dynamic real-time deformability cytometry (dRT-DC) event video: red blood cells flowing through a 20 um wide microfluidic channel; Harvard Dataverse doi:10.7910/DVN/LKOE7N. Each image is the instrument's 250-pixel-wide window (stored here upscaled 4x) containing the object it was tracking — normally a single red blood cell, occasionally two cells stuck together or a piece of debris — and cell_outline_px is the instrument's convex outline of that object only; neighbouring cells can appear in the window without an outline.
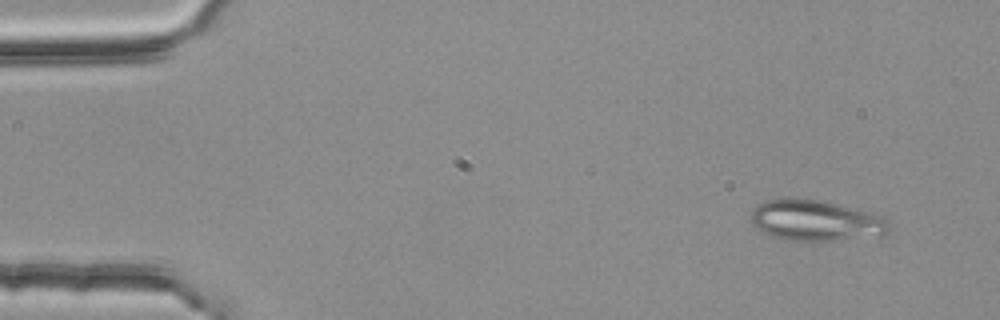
{"species": "common noctule bat (a hibernating species)", "species_latin": "Nyctalus noctula", "temperature_condition": "room temperature", "stored_images_in_passage": 50, "segment_of_instrument_passage": [1, 2], "camera_frame_rate_fps": 3000, "um_per_image_px": 0.085, "animal": {"sex": "female", "body_mass_g": 25.1}, "frame": {"image": 1, "passage_image": 1, "time_ms": 0.0, "image_size_px": [1000, 320], "cell_outline_px": [[888, 232], [884, 236], [832, 240], [788, 240], [772, 236], [764, 232], [752, 224], [752, 212], [756, 204], [764, 200], [784, 196], [816, 200], [836, 204], [888, 216]], "centroid_in_image_um": [69.35, 18.72], "position_along_channel_um": 15.6, "area_um2": 33.12}}